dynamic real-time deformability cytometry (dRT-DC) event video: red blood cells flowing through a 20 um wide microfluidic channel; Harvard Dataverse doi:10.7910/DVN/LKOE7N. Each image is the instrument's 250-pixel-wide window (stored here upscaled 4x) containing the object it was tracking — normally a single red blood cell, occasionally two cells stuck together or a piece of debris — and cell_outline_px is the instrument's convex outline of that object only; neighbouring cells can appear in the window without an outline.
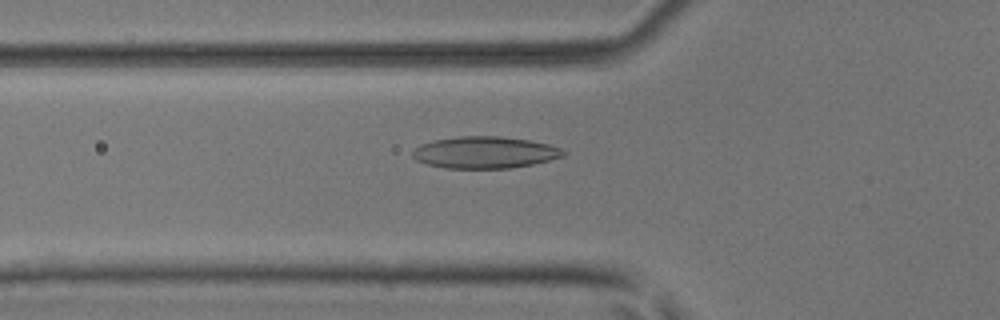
{"species": "common noctule bat (a hibernating species)", "species_latin": "Nyctalus noctula", "temperature_condition": "room temperature", "stored_images_in_passage": 42, "camera_frame_rate_fps": 3000, "um_per_image_px": 0.085, "animal": {"sex": "male", "body_mass_g": 17.9, "forearm_length_mm": 54.2}, "frame": {"image": 1, "passage_image": 18, "time_ms": 5.667, "image_size_px": [1000, 320], "cell_outline_px": [[568, 152], [564, 156], [532, 164], [508, 168], [444, 168], [428, 164], [416, 160], [412, 156], [412, 152], [420, 144], [432, 140], [460, 136], [500, 136], [528, 140], [548, 144], [560, 148]], "centroid_in_image_um": [41.2, 12.95], "position_along_channel_um": 84.6, "area_um2": 27.86}}
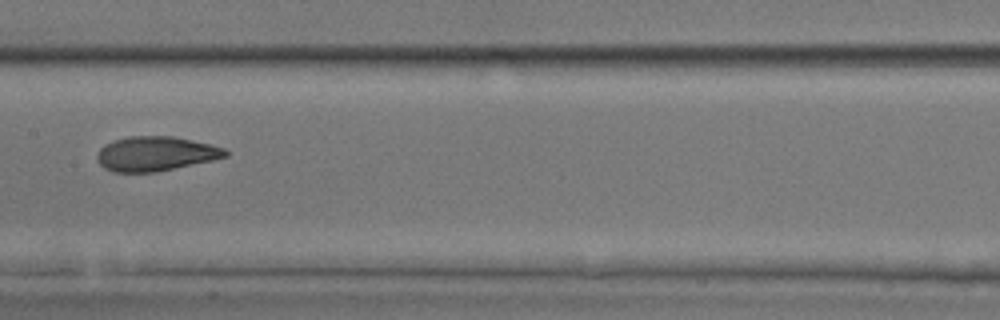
{"frame": {"image": 2, "passage_image": 26, "time_ms": 8.333, "image_size_px": [1000, 320], "cell_outline_px": [[228, 156], [212, 160], [156, 172], [112, 172], [104, 168], [96, 160], [96, 156], [100, 148], [104, 144], [128, 136], [172, 136], [208, 144], [224, 148], [228, 152]], "centroid_in_image_um": [13.18, 13.07], "position_along_channel_um": 194.2, "area_um2": 25.66}}
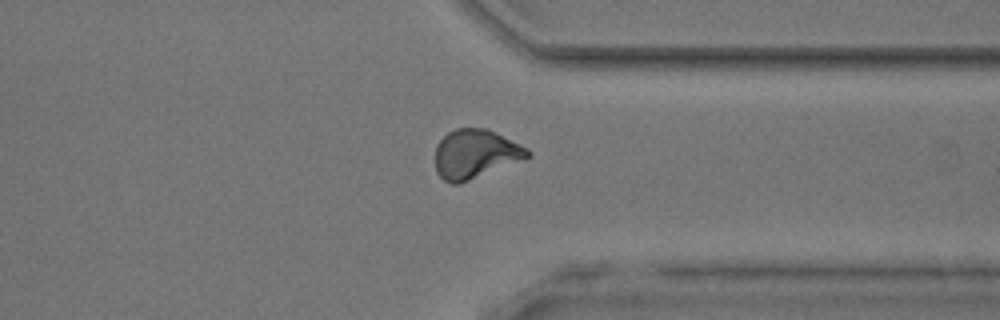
{"frame": {"image": 3, "passage_image": 39, "time_ms": 12.667, "image_size_px": [1000, 320], "cell_outline_px": [[532, 156], [460, 184], [452, 184], [444, 180], [436, 172], [436, 144], [448, 132], [456, 128], [484, 128], [496, 132], [528, 148], [532, 152]], "centroid_in_image_um": [40.41, 13.09], "position_along_channel_um": 371.0, "area_um2": 26.41}, "authors_computed_cell_mechanics": {"area_um2": 26.5591, "velocity_mm_per_s": 4.0996, "shape_relaxation_time_tau1_ms": 7.2072, "shape_relaxation_time_tau2_ms": 1.7697, "deformation_change_tau1": 0.2002, "deformation_change_tau2": 0.0716}}